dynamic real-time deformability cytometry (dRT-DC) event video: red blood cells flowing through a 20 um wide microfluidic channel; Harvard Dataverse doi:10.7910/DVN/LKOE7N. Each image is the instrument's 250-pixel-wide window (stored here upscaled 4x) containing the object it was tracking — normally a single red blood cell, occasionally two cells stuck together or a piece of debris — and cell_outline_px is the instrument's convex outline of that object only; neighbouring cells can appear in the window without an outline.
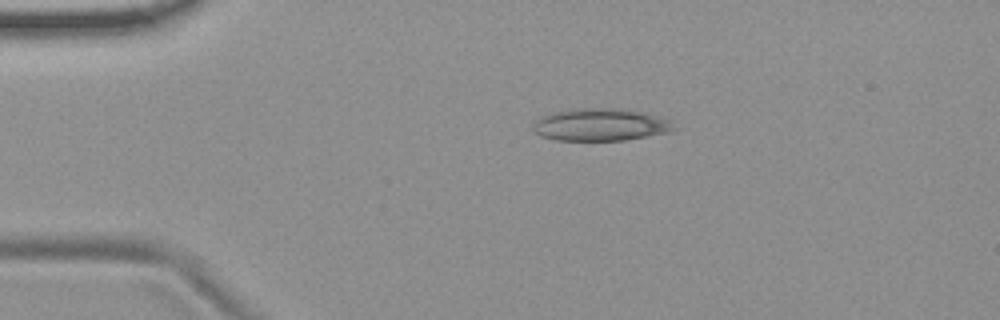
{"species": "common noctule bat (a hibernating species)", "species_latin": "Nyctalus noctula", "temperature_condition": "room temperature", "stored_images_in_passage": 14, "camera_frame_rate_fps": 3000, "um_per_image_px": 0.085, "animal": {"sex": "female", "body_mass_g": 19.9}, "frame": {"image": 1, "passage_image": 3, "time_ms": 2.333, "image_size_px": [1000, 320], "cell_outline_px": [[680, 128], [668, 132], [624, 140], [556, 140], [540, 136], [532, 128], [532, 124], [540, 116], [552, 112], [576, 108], [616, 108], [644, 112], [672, 120]], "centroid_in_image_um": [51.06, 10.59], "position_along_channel_um": 33.9, "area_um2": 26.88}}
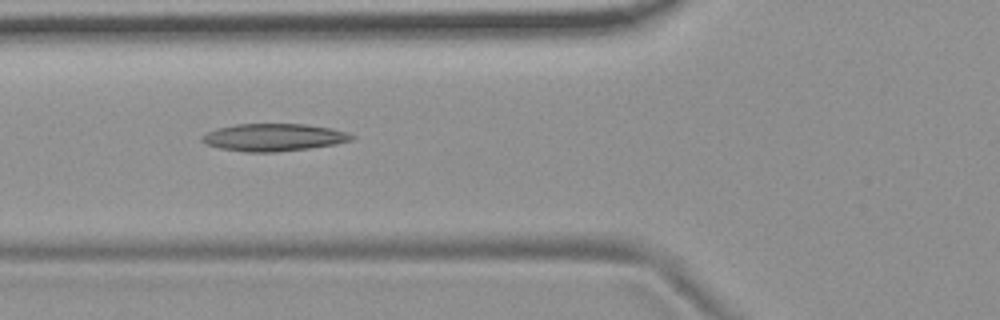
{"frame": {"image": 2, "passage_image": 5, "time_ms": 5.333, "image_size_px": [1000, 320], "cell_outline_px": [[356, 136], [352, 140], [332, 144], [308, 148], [276, 152], [244, 152], [220, 148], [204, 144], [200, 140], [208, 132], [216, 128], [236, 124], [304, 124], [332, 128], [348, 132]], "centroid_in_image_um": [23.25, 11.67], "position_along_channel_um": 102.5, "area_um2": 23.87}}
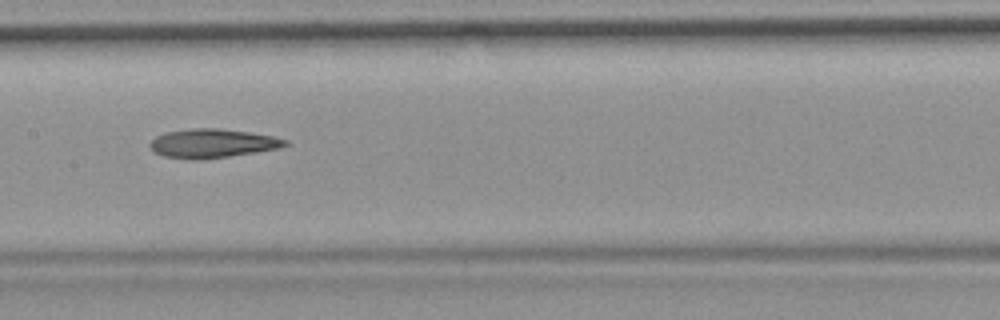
{"frame": {"image": 3, "passage_image": 7, "time_ms": 7.667, "image_size_px": [1000, 320], "cell_outline_px": [[288, 144], [280, 148], [256, 152], [200, 160], [188, 160], [164, 156], [152, 152], [148, 144], [156, 136], [168, 132], [192, 128], [216, 128], [248, 132], [272, 136], [288, 140]], "centroid_in_image_um": [18.02, 12.2], "position_along_channel_um": 189.4, "area_um2": 22.77}}